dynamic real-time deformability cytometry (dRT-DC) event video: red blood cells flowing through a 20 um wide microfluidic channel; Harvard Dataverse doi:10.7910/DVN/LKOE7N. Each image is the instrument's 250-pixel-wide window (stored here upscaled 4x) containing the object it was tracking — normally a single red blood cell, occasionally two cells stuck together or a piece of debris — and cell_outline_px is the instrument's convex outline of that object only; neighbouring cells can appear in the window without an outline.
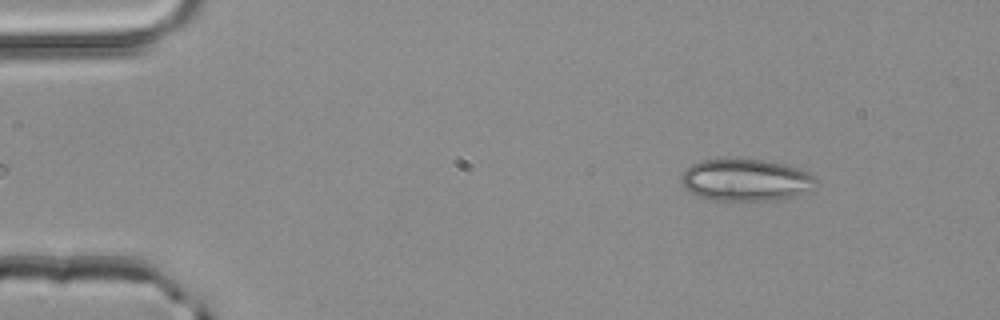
{"species": "common noctule bat (a hibernating species)", "species_latin": "Nyctalus noctula", "temperature_condition": "room temperature", "stored_images_in_passage": 49, "camera_frame_rate_fps": 3000, "um_per_image_px": 0.085, "animal": {"sex": "male", "body_mass_g": 20.4}, "frame": {"image": 1, "passage_image": 5, "time_ms": 1.333, "image_size_px": [1000, 320], "cell_outline_px": [[816, 180], [800, 192], [792, 196], [772, 200], [716, 200], [700, 196], [684, 188], [680, 184], [680, 176], [692, 164], [700, 160], [760, 160], [784, 164], [808, 172], [816, 176]], "centroid_in_image_um": [63.3, 15.29], "position_along_channel_um": 21.7, "area_um2": 31.96}}
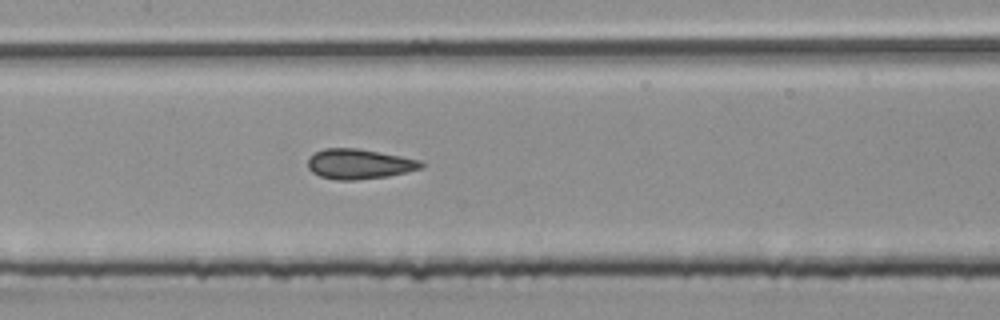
{"frame": {"image": 2, "passage_image": 23, "time_ms": 7.333, "image_size_px": [1000, 320], "cell_outline_px": [[424, 164], [420, 168], [388, 176], [352, 180], [336, 180], [320, 176], [312, 172], [308, 168], [308, 156], [324, 148], [360, 148], [420, 160]], "centroid_in_image_um": [30.48, 13.93], "position_along_channel_um": 176.9, "area_um2": 19.71}}
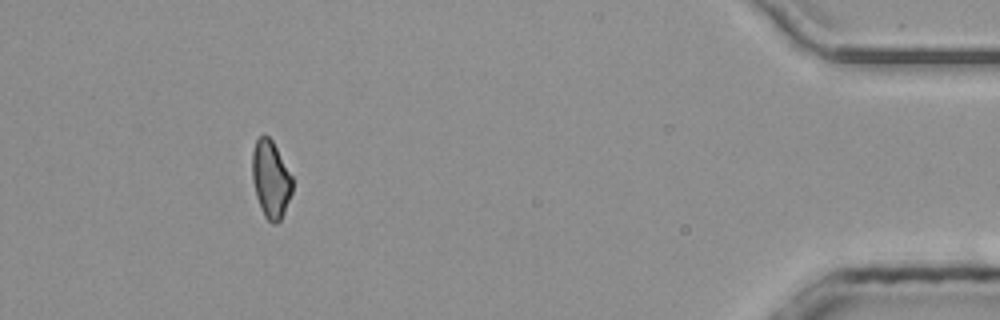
{"frame": {"image": 3, "passage_image": 45, "time_ms": 14.667, "image_size_px": [1000, 320], "cell_outline_px": [[292, 192], [284, 212], [280, 220], [276, 224], [272, 224], [264, 216], [256, 196], [252, 180], [252, 152], [256, 140], [264, 132], [272, 140], [292, 176]], "centroid_in_image_um": [23.0, 15.22], "position_along_channel_um": 412.2, "area_um2": 18.09}, "authors_computed_cell_mechanics": {"area_um2": 19.5364, "velocity_mm_per_s": 4.092, "shape_relaxation_time_tau1_ms": null, "shape_relaxation_time_tau2_ms": 2.1155, "deformation_change_tau1": null, "deformation_change_tau2": 0.0916}}